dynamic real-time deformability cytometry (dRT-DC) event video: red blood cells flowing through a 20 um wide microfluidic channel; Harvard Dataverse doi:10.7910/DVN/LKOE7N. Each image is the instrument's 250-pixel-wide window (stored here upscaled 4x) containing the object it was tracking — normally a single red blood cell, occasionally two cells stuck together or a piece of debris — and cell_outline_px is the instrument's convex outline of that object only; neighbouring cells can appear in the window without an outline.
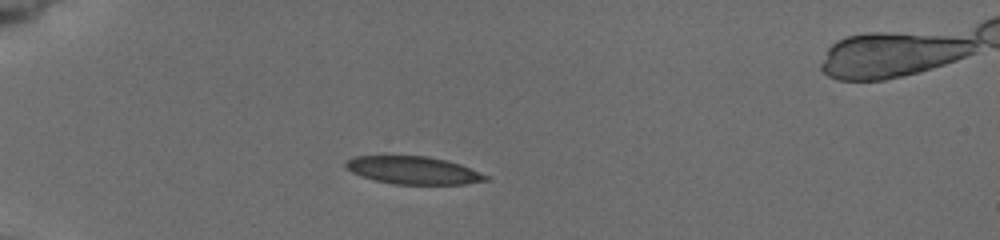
{"species": "common noctule bat (a hibernating species)", "species_latin": "Nyctalus noctula", "temperature_condition": "cold", "stored_images_in_passage": 5, "camera_frame_rate_fps": 3000, "um_per_image_px": 0.085, "animal": {"sex": "female", "body_mass_g": 19.5, "forearm_length_mm": 54.1}, "frame": {"image": 1, "passage_image": 3, "time_ms": 2.0, "image_size_px": [1000, 240], "cell_outline_px": [[488, 180], [464, 184], [392, 184], [376, 180], [352, 172], [344, 164], [348, 160], [356, 156], [428, 156], [448, 160], [460, 164], [488, 176]], "centroid_in_image_um": [35.16, 14.47], "position_along_channel_um": 49.8, "area_um2": 22.31}}
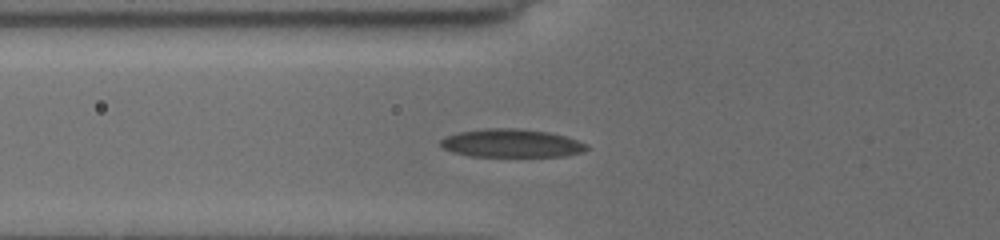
{"frame": {"image": 2, "passage_image": 5, "time_ms": 3.667, "image_size_px": [1000, 240], "cell_outline_px": [[588, 148], [584, 152], [564, 156], [468, 156], [452, 152], [444, 148], [440, 144], [440, 140], [444, 136], [456, 132], [484, 128], [520, 128], [548, 132], [564, 136], [588, 144]], "centroid_in_image_um": [43.44, 12.17], "position_along_channel_um": 82.4, "area_um2": 24.22}}